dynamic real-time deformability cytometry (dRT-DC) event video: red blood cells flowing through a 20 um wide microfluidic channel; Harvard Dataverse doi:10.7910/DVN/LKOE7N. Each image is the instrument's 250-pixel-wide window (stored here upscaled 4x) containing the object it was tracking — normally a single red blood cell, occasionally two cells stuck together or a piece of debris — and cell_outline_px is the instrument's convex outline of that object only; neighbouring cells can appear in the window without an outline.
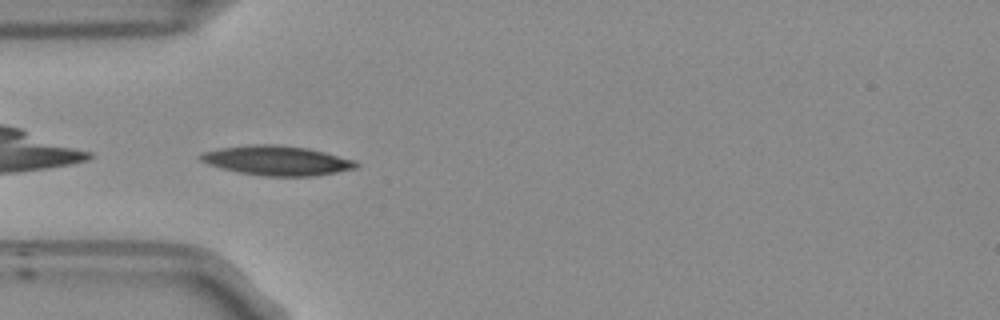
{"species": "Egyptian fruit bat (a non-hibernating species)", "species_latin": "Rousettus aegyptiacus", "temperature_condition": "room temperature", "stored_images_in_passage": 39, "camera_frame_rate_fps": 3000, "um_per_image_px": 0.085, "frame": {"image": 1, "passage_image": 1, "time_ms": 0.0, "image_size_px": [1000, 320], "cell_outline_px": [[360, 164], [356, 168], [336, 172], [312, 176], [264, 176], [240, 172], [220, 168], [208, 164], [200, 160], [196, 156], [204, 152], [220, 148], [248, 144], [276, 144], [308, 148], [356, 160]], "centroid_in_image_um": [23.53, 13.64], "position_along_channel_um": 61.5, "area_um2": 26.88}}
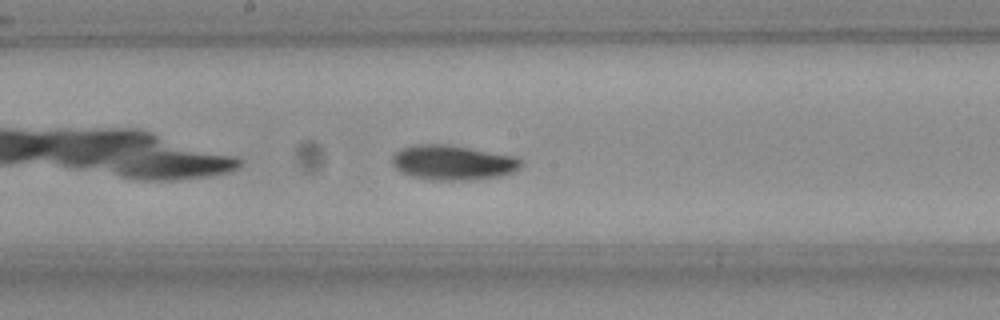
{"frame": {"image": 2, "passage_image": 13, "time_ms": 4.0, "image_size_px": [1000, 320], "cell_outline_px": [[524, 164], [520, 168], [512, 172], [500, 176], [476, 180], [428, 180], [412, 176], [400, 172], [392, 164], [392, 156], [396, 152], [404, 148], [416, 144], [444, 144], [516, 156], [524, 160]], "centroid_in_image_um": [38.52, 13.83], "position_along_channel_um": 209.7, "area_um2": 26.3}}
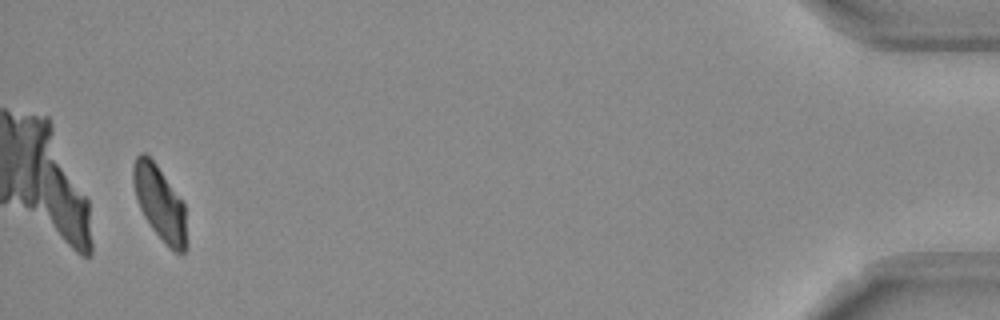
{"frame": {"image": 3, "passage_image": 37, "time_ms": 12.0, "image_size_px": [1000, 320], "cell_outline_px": [[188, 248], [180, 256], [172, 252], [152, 228], [144, 216], [136, 200], [132, 180], [132, 164], [136, 156], [140, 152], [144, 152], [156, 164], [184, 204], [188, 244]], "centroid_in_image_um": [13.59, 17.31], "position_along_channel_um": 421.6, "area_um2": 23.41}, "authors_computed_cell_mechanics": {"area_um2": 24.4494, "velocity_mm_per_s": 3.7162, "shape_relaxation_time_tau1_ms": 3.2353, "shape_relaxation_time_tau2_ms": 4.7264, "deformation_change_tau1": 0.1362, "deformation_change_tau2": 0.09}}